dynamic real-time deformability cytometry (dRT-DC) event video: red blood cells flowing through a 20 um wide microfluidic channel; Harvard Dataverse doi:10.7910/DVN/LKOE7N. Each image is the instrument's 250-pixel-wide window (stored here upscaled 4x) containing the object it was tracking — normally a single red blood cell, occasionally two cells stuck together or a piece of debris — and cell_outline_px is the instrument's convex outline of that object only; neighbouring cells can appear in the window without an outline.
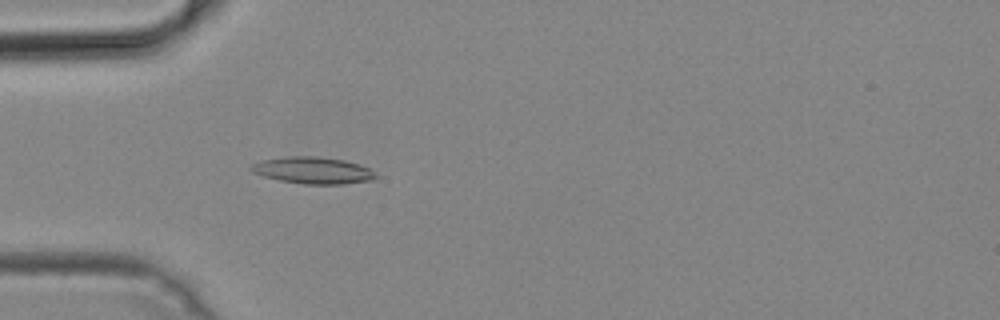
{"species": "common noctule bat (a hibernating species)", "species_latin": "Nyctalus noctula", "temperature_condition": "cold", "stored_images_in_passage": 40, "camera_frame_rate_fps": 3000, "um_per_image_px": 0.085, "animal": {"sex": "male", "body_mass_g": 19.2, "forearm_length_mm": 51.8}, "frame": {"image": 1, "passage_image": 5, "time_ms": 1.333, "image_size_px": [1000, 320], "cell_outline_px": [[380, 176], [368, 180], [340, 184], [304, 184], [280, 180], [264, 176], [252, 172], [248, 168], [252, 164], [260, 160], [284, 156], [316, 156], [344, 160], [360, 164], [368, 168]], "centroid_in_image_um": [26.56, 14.46], "position_along_channel_um": 58.4, "area_um2": 19.42}}
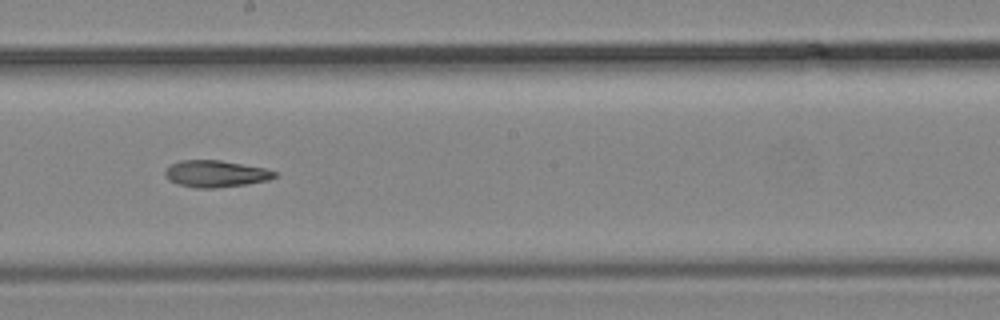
{"frame": {"image": 2, "passage_image": 18, "time_ms": 5.667, "image_size_px": [1000, 320], "cell_outline_px": [[276, 176], [268, 180], [248, 184], [216, 188], [196, 188], [176, 184], [168, 180], [164, 176], [164, 172], [172, 164], [180, 160], [220, 160], [264, 168], [276, 172]], "centroid_in_image_um": [18.3, 14.78], "position_along_channel_um": 229.9, "area_um2": 17.11}}
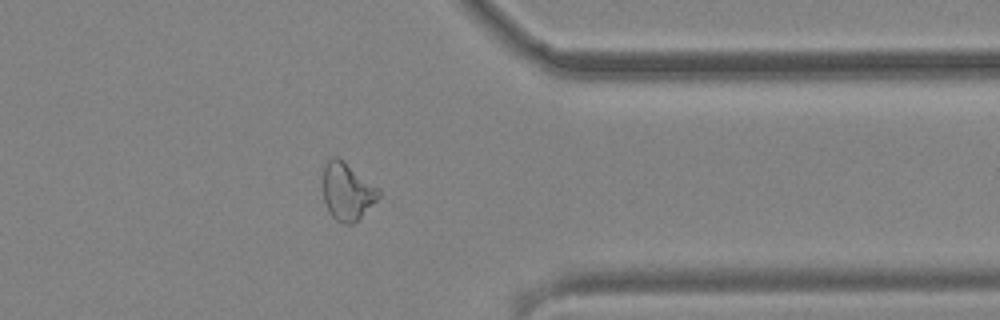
{"frame": {"image": 3, "passage_image": 30, "time_ms": 9.667, "image_size_px": [1000, 320], "cell_outline_px": [[380, 196], [352, 224], [344, 224], [336, 220], [328, 212], [324, 200], [324, 164], [332, 156], [336, 156], [344, 160], [380, 188]], "centroid_in_image_um": [29.51, 16.24], "position_along_channel_um": 381.9, "area_um2": 18.55}}